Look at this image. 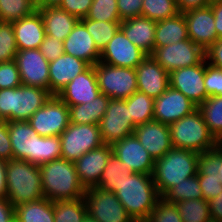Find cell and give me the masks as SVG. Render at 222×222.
Instances as JSON below:
<instances>
[{
	"mask_svg": "<svg viewBox=\"0 0 222 222\" xmlns=\"http://www.w3.org/2000/svg\"><path fill=\"white\" fill-rule=\"evenodd\" d=\"M13 159L24 160L37 166L61 159L60 136L42 137L28 121L7 122Z\"/></svg>",
	"mask_w": 222,
	"mask_h": 222,
	"instance_id": "cell-1",
	"label": "cell"
},
{
	"mask_svg": "<svg viewBox=\"0 0 222 222\" xmlns=\"http://www.w3.org/2000/svg\"><path fill=\"white\" fill-rule=\"evenodd\" d=\"M115 195L135 222H144L161 198L152 175L129 172Z\"/></svg>",
	"mask_w": 222,
	"mask_h": 222,
	"instance_id": "cell-2",
	"label": "cell"
},
{
	"mask_svg": "<svg viewBox=\"0 0 222 222\" xmlns=\"http://www.w3.org/2000/svg\"><path fill=\"white\" fill-rule=\"evenodd\" d=\"M39 170L44 198L53 202L84 197L86 189L79 180L73 161L53 160L39 166Z\"/></svg>",
	"mask_w": 222,
	"mask_h": 222,
	"instance_id": "cell-3",
	"label": "cell"
},
{
	"mask_svg": "<svg viewBox=\"0 0 222 222\" xmlns=\"http://www.w3.org/2000/svg\"><path fill=\"white\" fill-rule=\"evenodd\" d=\"M199 153L171 148L155 160L152 178L158 193L163 197L174 185L197 175Z\"/></svg>",
	"mask_w": 222,
	"mask_h": 222,
	"instance_id": "cell-4",
	"label": "cell"
},
{
	"mask_svg": "<svg viewBox=\"0 0 222 222\" xmlns=\"http://www.w3.org/2000/svg\"><path fill=\"white\" fill-rule=\"evenodd\" d=\"M43 197L39 166L24 160H9L6 167L5 198L15 207Z\"/></svg>",
	"mask_w": 222,
	"mask_h": 222,
	"instance_id": "cell-5",
	"label": "cell"
},
{
	"mask_svg": "<svg viewBox=\"0 0 222 222\" xmlns=\"http://www.w3.org/2000/svg\"><path fill=\"white\" fill-rule=\"evenodd\" d=\"M52 94L41 87L21 84L16 88L0 89V119L28 121Z\"/></svg>",
	"mask_w": 222,
	"mask_h": 222,
	"instance_id": "cell-6",
	"label": "cell"
},
{
	"mask_svg": "<svg viewBox=\"0 0 222 222\" xmlns=\"http://www.w3.org/2000/svg\"><path fill=\"white\" fill-rule=\"evenodd\" d=\"M169 129L173 148L191 150L201 154L220 144L209 131L198 108L170 124Z\"/></svg>",
	"mask_w": 222,
	"mask_h": 222,
	"instance_id": "cell-7",
	"label": "cell"
},
{
	"mask_svg": "<svg viewBox=\"0 0 222 222\" xmlns=\"http://www.w3.org/2000/svg\"><path fill=\"white\" fill-rule=\"evenodd\" d=\"M100 93L110 99H126L137 91V76L133 68L110 66L103 62L94 65Z\"/></svg>",
	"mask_w": 222,
	"mask_h": 222,
	"instance_id": "cell-8",
	"label": "cell"
},
{
	"mask_svg": "<svg viewBox=\"0 0 222 222\" xmlns=\"http://www.w3.org/2000/svg\"><path fill=\"white\" fill-rule=\"evenodd\" d=\"M61 159L75 162L83 154L101 147L102 141L99 126L95 124L69 123L60 135Z\"/></svg>",
	"mask_w": 222,
	"mask_h": 222,
	"instance_id": "cell-9",
	"label": "cell"
},
{
	"mask_svg": "<svg viewBox=\"0 0 222 222\" xmlns=\"http://www.w3.org/2000/svg\"><path fill=\"white\" fill-rule=\"evenodd\" d=\"M150 56L168 73L176 69L200 64L206 58L205 50L190 38L172 45L154 47Z\"/></svg>",
	"mask_w": 222,
	"mask_h": 222,
	"instance_id": "cell-10",
	"label": "cell"
},
{
	"mask_svg": "<svg viewBox=\"0 0 222 222\" xmlns=\"http://www.w3.org/2000/svg\"><path fill=\"white\" fill-rule=\"evenodd\" d=\"M83 199L87 215L98 222H135L113 192L91 187L86 189Z\"/></svg>",
	"mask_w": 222,
	"mask_h": 222,
	"instance_id": "cell-11",
	"label": "cell"
},
{
	"mask_svg": "<svg viewBox=\"0 0 222 222\" xmlns=\"http://www.w3.org/2000/svg\"><path fill=\"white\" fill-rule=\"evenodd\" d=\"M28 123L42 137L60 136L70 123L69 107L57 95H52Z\"/></svg>",
	"mask_w": 222,
	"mask_h": 222,
	"instance_id": "cell-12",
	"label": "cell"
},
{
	"mask_svg": "<svg viewBox=\"0 0 222 222\" xmlns=\"http://www.w3.org/2000/svg\"><path fill=\"white\" fill-rule=\"evenodd\" d=\"M98 126L104 144L112 145L115 141L134 134L135 127L125 99H110Z\"/></svg>",
	"mask_w": 222,
	"mask_h": 222,
	"instance_id": "cell-13",
	"label": "cell"
},
{
	"mask_svg": "<svg viewBox=\"0 0 222 222\" xmlns=\"http://www.w3.org/2000/svg\"><path fill=\"white\" fill-rule=\"evenodd\" d=\"M14 60L23 85L41 87L49 91V61L39 49L18 50Z\"/></svg>",
	"mask_w": 222,
	"mask_h": 222,
	"instance_id": "cell-14",
	"label": "cell"
},
{
	"mask_svg": "<svg viewBox=\"0 0 222 222\" xmlns=\"http://www.w3.org/2000/svg\"><path fill=\"white\" fill-rule=\"evenodd\" d=\"M205 59L194 66L180 68L169 73L170 86L199 106L207 98L204 85Z\"/></svg>",
	"mask_w": 222,
	"mask_h": 222,
	"instance_id": "cell-15",
	"label": "cell"
},
{
	"mask_svg": "<svg viewBox=\"0 0 222 222\" xmlns=\"http://www.w3.org/2000/svg\"><path fill=\"white\" fill-rule=\"evenodd\" d=\"M147 56L119 29L102 50L99 61L110 66L135 69Z\"/></svg>",
	"mask_w": 222,
	"mask_h": 222,
	"instance_id": "cell-16",
	"label": "cell"
},
{
	"mask_svg": "<svg viewBox=\"0 0 222 222\" xmlns=\"http://www.w3.org/2000/svg\"><path fill=\"white\" fill-rule=\"evenodd\" d=\"M113 153L130 172L152 175L155 160L132 134L112 144Z\"/></svg>",
	"mask_w": 222,
	"mask_h": 222,
	"instance_id": "cell-17",
	"label": "cell"
},
{
	"mask_svg": "<svg viewBox=\"0 0 222 222\" xmlns=\"http://www.w3.org/2000/svg\"><path fill=\"white\" fill-rule=\"evenodd\" d=\"M198 108L180 91L169 86L154 99V120L170 125Z\"/></svg>",
	"mask_w": 222,
	"mask_h": 222,
	"instance_id": "cell-18",
	"label": "cell"
},
{
	"mask_svg": "<svg viewBox=\"0 0 222 222\" xmlns=\"http://www.w3.org/2000/svg\"><path fill=\"white\" fill-rule=\"evenodd\" d=\"M183 14L188 36L195 44L200 45L206 51L218 40L215 18L210 5L189 10Z\"/></svg>",
	"mask_w": 222,
	"mask_h": 222,
	"instance_id": "cell-19",
	"label": "cell"
},
{
	"mask_svg": "<svg viewBox=\"0 0 222 222\" xmlns=\"http://www.w3.org/2000/svg\"><path fill=\"white\" fill-rule=\"evenodd\" d=\"M113 154L111 144H103L101 147L83 154L74 163L79 180L85 189L96 187L110 156Z\"/></svg>",
	"mask_w": 222,
	"mask_h": 222,
	"instance_id": "cell-20",
	"label": "cell"
},
{
	"mask_svg": "<svg viewBox=\"0 0 222 222\" xmlns=\"http://www.w3.org/2000/svg\"><path fill=\"white\" fill-rule=\"evenodd\" d=\"M137 90L158 98L170 86L169 73L148 55L136 68Z\"/></svg>",
	"mask_w": 222,
	"mask_h": 222,
	"instance_id": "cell-21",
	"label": "cell"
},
{
	"mask_svg": "<svg viewBox=\"0 0 222 222\" xmlns=\"http://www.w3.org/2000/svg\"><path fill=\"white\" fill-rule=\"evenodd\" d=\"M134 135L154 160L163 157L172 148L169 125L159 121L136 126Z\"/></svg>",
	"mask_w": 222,
	"mask_h": 222,
	"instance_id": "cell-22",
	"label": "cell"
},
{
	"mask_svg": "<svg viewBox=\"0 0 222 222\" xmlns=\"http://www.w3.org/2000/svg\"><path fill=\"white\" fill-rule=\"evenodd\" d=\"M100 94L94 66H89L69 82L57 96L68 106L89 103Z\"/></svg>",
	"mask_w": 222,
	"mask_h": 222,
	"instance_id": "cell-23",
	"label": "cell"
},
{
	"mask_svg": "<svg viewBox=\"0 0 222 222\" xmlns=\"http://www.w3.org/2000/svg\"><path fill=\"white\" fill-rule=\"evenodd\" d=\"M89 66L84 60L66 53L49 62V92L52 95H57L69 82Z\"/></svg>",
	"mask_w": 222,
	"mask_h": 222,
	"instance_id": "cell-24",
	"label": "cell"
},
{
	"mask_svg": "<svg viewBox=\"0 0 222 222\" xmlns=\"http://www.w3.org/2000/svg\"><path fill=\"white\" fill-rule=\"evenodd\" d=\"M64 53L75 56L94 66L100 60L101 52L97 49L91 34L79 20L71 33L63 41Z\"/></svg>",
	"mask_w": 222,
	"mask_h": 222,
	"instance_id": "cell-25",
	"label": "cell"
},
{
	"mask_svg": "<svg viewBox=\"0 0 222 222\" xmlns=\"http://www.w3.org/2000/svg\"><path fill=\"white\" fill-rule=\"evenodd\" d=\"M12 25L18 50L39 48L46 34L43 20L37 10Z\"/></svg>",
	"mask_w": 222,
	"mask_h": 222,
	"instance_id": "cell-26",
	"label": "cell"
},
{
	"mask_svg": "<svg viewBox=\"0 0 222 222\" xmlns=\"http://www.w3.org/2000/svg\"><path fill=\"white\" fill-rule=\"evenodd\" d=\"M120 29L125 36L147 55L154 51L156 21L146 17H135L124 20Z\"/></svg>",
	"mask_w": 222,
	"mask_h": 222,
	"instance_id": "cell-27",
	"label": "cell"
},
{
	"mask_svg": "<svg viewBox=\"0 0 222 222\" xmlns=\"http://www.w3.org/2000/svg\"><path fill=\"white\" fill-rule=\"evenodd\" d=\"M40 13L47 36H54L60 41H64L73 30L79 19L59 6L36 8Z\"/></svg>",
	"mask_w": 222,
	"mask_h": 222,
	"instance_id": "cell-28",
	"label": "cell"
},
{
	"mask_svg": "<svg viewBox=\"0 0 222 222\" xmlns=\"http://www.w3.org/2000/svg\"><path fill=\"white\" fill-rule=\"evenodd\" d=\"M186 39L189 36L183 13L156 22L154 47L172 45Z\"/></svg>",
	"mask_w": 222,
	"mask_h": 222,
	"instance_id": "cell-29",
	"label": "cell"
},
{
	"mask_svg": "<svg viewBox=\"0 0 222 222\" xmlns=\"http://www.w3.org/2000/svg\"><path fill=\"white\" fill-rule=\"evenodd\" d=\"M109 100V97L100 93L89 103L68 106L70 122L98 125L106 112Z\"/></svg>",
	"mask_w": 222,
	"mask_h": 222,
	"instance_id": "cell-30",
	"label": "cell"
},
{
	"mask_svg": "<svg viewBox=\"0 0 222 222\" xmlns=\"http://www.w3.org/2000/svg\"><path fill=\"white\" fill-rule=\"evenodd\" d=\"M18 222H54L53 202L47 198L19 204L14 207Z\"/></svg>",
	"mask_w": 222,
	"mask_h": 222,
	"instance_id": "cell-31",
	"label": "cell"
},
{
	"mask_svg": "<svg viewBox=\"0 0 222 222\" xmlns=\"http://www.w3.org/2000/svg\"><path fill=\"white\" fill-rule=\"evenodd\" d=\"M125 101L134 127L154 120V98L137 90Z\"/></svg>",
	"mask_w": 222,
	"mask_h": 222,
	"instance_id": "cell-32",
	"label": "cell"
},
{
	"mask_svg": "<svg viewBox=\"0 0 222 222\" xmlns=\"http://www.w3.org/2000/svg\"><path fill=\"white\" fill-rule=\"evenodd\" d=\"M198 109L211 134L222 144V96H209Z\"/></svg>",
	"mask_w": 222,
	"mask_h": 222,
	"instance_id": "cell-33",
	"label": "cell"
},
{
	"mask_svg": "<svg viewBox=\"0 0 222 222\" xmlns=\"http://www.w3.org/2000/svg\"><path fill=\"white\" fill-rule=\"evenodd\" d=\"M130 171L127 169L124 163H122L117 156L113 153L99 180V184L96 186L103 191H110L115 193L118 190L120 183L125 178L126 174Z\"/></svg>",
	"mask_w": 222,
	"mask_h": 222,
	"instance_id": "cell-34",
	"label": "cell"
},
{
	"mask_svg": "<svg viewBox=\"0 0 222 222\" xmlns=\"http://www.w3.org/2000/svg\"><path fill=\"white\" fill-rule=\"evenodd\" d=\"M85 25L87 31L91 34L97 49L102 50L107 46L109 41L115 36L120 29L122 21H95L86 18L80 19Z\"/></svg>",
	"mask_w": 222,
	"mask_h": 222,
	"instance_id": "cell-35",
	"label": "cell"
},
{
	"mask_svg": "<svg viewBox=\"0 0 222 222\" xmlns=\"http://www.w3.org/2000/svg\"><path fill=\"white\" fill-rule=\"evenodd\" d=\"M54 222H82L87 215L83 198L53 201Z\"/></svg>",
	"mask_w": 222,
	"mask_h": 222,
	"instance_id": "cell-36",
	"label": "cell"
},
{
	"mask_svg": "<svg viewBox=\"0 0 222 222\" xmlns=\"http://www.w3.org/2000/svg\"><path fill=\"white\" fill-rule=\"evenodd\" d=\"M197 175H206V179L222 183V144L199 154Z\"/></svg>",
	"mask_w": 222,
	"mask_h": 222,
	"instance_id": "cell-37",
	"label": "cell"
},
{
	"mask_svg": "<svg viewBox=\"0 0 222 222\" xmlns=\"http://www.w3.org/2000/svg\"><path fill=\"white\" fill-rule=\"evenodd\" d=\"M36 11L32 0H0V22L13 23Z\"/></svg>",
	"mask_w": 222,
	"mask_h": 222,
	"instance_id": "cell-38",
	"label": "cell"
},
{
	"mask_svg": "<svg viewBox=\"0 0 222 222\" xmlns=\"http://www.w3.org/2000/svg\"><path fill=\"white\" fill-rule=\"evenodd\" d=\"M176 205L183 222H207L211 219L207 200L190 199Z\"/></svg>",
	"mask_w": 222,
	"mask_h": 222,
	"instance_id": "cell-39",
	"label": "cell"
},
{
	"mask_svg": "<svg viewBox=\"0 0 222 222\" xmlns=\"http://www.w3.org/2000/svg\"><path fill=\"white\" fill-rule=\"evenodd\" d=\"M163 198L170 203H177L190 199H202L198 175L185 179L180 184L174 185Z\"/></svg>",
	"mask_w": 222,
	"mask_h": 222,
	"instance_id": "cell-40",
	"label": "cell"
},
{
	"mask_svg": "<svg viewBox=\"0 0 222 222\" xmlns=\"http://www.w3.org/2000/svg\"><path fill=\"white\" fill-rule=\"evenodd\" d=\"M179 12L175 0H143L141 16L153 21L174 17Z\"/></svg>",
	"mask_w": 222,
	"mask_h": 222,
	"instance_id": "cell-41",
	"label": "cell"
},
{
	"mask_svg": "<svg viewBox=\"0 0 222 222\" xmlns=\"http://www.w3.org/2000/svg\"><path fill=\"white\" fill-rule=\"evenodd\" d=\"M86 19L95 21H121L117 0H93Z\"/></svg>",
	"mask_w": 222,
	"mask_h": 222,
	"instance_id": "cell-42",
	"label": "cell"
},
{
	"mask_svg": "<svg viewBox=\"0 0 222 222\" xmlns=\"http://www.w3.org/2000/svg\"><path fill=\"white\" fill-rule=\"evenodd\" d=\"M17 52L12 23L0 22V62L14 60Z\"/></svg>",
	"mask_w": 222,
	"mask_h": 222,
	"instance_id": "cell-43",
	"label": "cell"
},
{
	"mask_svg": "<svg viewBox=\"0 0 222 222\" xmlns=\"http://www.w3.org/2000/svg\"><path fill=\"white\" fill-rule=\"evenodd\" d=\"M144 222H183L176 203H170L161 197L152 213Z\"/></svg>",
	"mask_w": 222,
	"mask_h": 222,
	"instance_id": "cell-44",
	"label": "cell"
},
{
	"mask_svg": "<svg viewBox=\"0 0 222 222\" xmlns=\"http://www.w3.org/2000/svg\"><path fill=\"white\" fill-rule=\"evenodd\" d=\"M204 85L207 96H222V70L210 65L205 58Z\"/></svg>",
	"mask_w": 222,
	"mask_h": 222,
	"instance_id": "cell-45",
	"label": "cell"
},
{
	"mask_svg": "<svg viewBox=\"0 0 222 222\" xmlns=\"http://www.w3.org/2000/svg\"><path fill=\"white\" fill-rule=\"evenodd\" d=\"M21 84L19 69L15 60L0 62V89L16 88Z\"/></svg>",
	"mask_w": 222,
	"mask_h": 222,
	"instance_id": "cell-46",
	"label": "cell"
},
{
	"mask_svg": "<svg viewBox=\"0 0 222 222\" xmlns=\"http://www.w3.org/2000/svg\"><path fill=\"white\" fill-rule=\"evenodd\" d=\"M38 49L49 62L64 54L63 41L56 39L54 36L45 35Z\"/></svg>",
	"mask_w": 222,
	"mask_h": 222,
	"instance_id": "cell-47",
	"label": "cell"
},
{
	"mask_svg": "<svg viewBox=\"0 0 222 222\" xmlns=\"http://www.w3.org/2000/svg\"><path fill=\"white\" fill-rule=\"evenodd\" d=\"M92 2L93 0H62L59 7L80 20L86 17Z\"/></svg>",
	"mask_w": 222,
	"mask_h": 222,
	"instance_id": "cell-48",
	"label": "cell"
},
{
	"mask_svg": "<svg viewBox=\"0 0 222 222\" xmlns=\"http://www.w3.org/2000/svg\"><path fill=\"white\" fill-rule=\"evenodd\" d=\"M143 0H117L121 21L141 16Z\"/></svg>",
	"mask_w": 222,
	"mask_h": 222,
	"instance_id": "cell-49",
	"label": "cell"
},
{
	"mask_svg": "<svg viewBox=\"0 0 222 222\" xmlns=\"http://www.w3.org/2000/svg\"><path fill=\"white\" fill-rule=\"evenodd\" d=\"M202 199L209 201L222 191V183L218 180L206 179V175H198Z\"/></svg>",
	"mask_w": 222,
	"mask_h": 222,
	"instance_id": "cell-50",
	"label": "cell"
},
{
	"mask_svg": "<svg viewBox=\"0 0 222 222\" xmlns=\"http://www.w3.org/2000/svg\"><path fill=\"white\" fill-rule=\"evenodd\" d=\"M0 159H13V150L10 143V136L8 133L7 121L0 119Z\"/></svg>",
	"mask_w": 222,
	"mask_h": 222,
	"instance_id": "cell-51",
	"label": "cell"
},
{
	"mask_svg": "<svg viewBox=\"0 0 222 222\" xmlns=\"http://www.w3.org/2000/svg\"><path fill=\"white\" fill-rule=\"evenodd\" d=\"M205 57L210 65L222 70V39H218L205 51Z\"/></svg>",
	"mask_w": 222,
	"mask_h": 222,
	"instance_id": "cell-52",
	"label": "cell"
},
{
	"mask_svg": "<svg viewBox=\"0 0 222 222\" xmlns=\"http://www.w3.org/2000/svg\"><path fill=\"white\" fill-rule=\"evenodd\" d=\"M209 5L215 18L214 22L218 39H222V0L211 1Z\"/></svg>",
	"mask_w": 222,
	"mask_h": 222,
	"instance_id": "cell-53",
	"label": "cell"
},
{
	"mask_svg": "<svg viewBox=\"0 0 222 222\" xmlns=\"http://www.w3.org/2000/svg\"><path fill=\"white\" fill-rule=\"evenodd\" d=\"M211 220L222 222V191L208 201Z\"/></svg>",
	"mask_w": 222,
	"mask_h": 222,
	"instance_id": "cell-54",
	"label": "cell"
},
{
	"mask_svg": "<svg viewBox=\"0 0 222 222\" xmlns=\"http://www.w3.org/2000/svg\"><path fill=\"white\" fill-rule=\"evenodd\" d=\"M209 0H176L179 12L185 13L186 11L202 8L209 5Z\"/></svg>",
	"mask_w": 222,
	"mask_h": 222,
	"instance_id": "cell-55",
	"label": "cell"
},
{
	"mask_svg": "<svg viewBox=\"0 0 222 222\" xmlns=\"http://www.w3.org/2000/svg\"><path fill=\"white\" fill-rule=\"evenodd\" d=\"M14 218V206L5 198H0V222H9Z\"/></svg>",
	"mask_w": 222,
	"mask_h": 222,
	"instance_id": "cell-56",
	"label": "cell"
},
{
	"mask_svg": "<svg viewBox=\"0 0 222 222\" xmlns=\"http://www.w3.org/2000/svg\"><path fill=\"white\" fill-rule=\"evenodd\" d=\"M8 161L0 159V198L6 196V167Z\"/></svg>",
	"mask_w": 222,
	"mask_h": 222,
	"instance_id": "cell-57",
	"label": "cell"
},
{
	"mask_svg": "<svg viewBox=\"0 0 222 222\" xmlns=\"http://www.w3.org/2000/svg\"><path fill=\"white\" fill-rule=\"evenodd\" d=\"M61 2L62 0H38L35 5L36 8L57 7Z\"/></svg>",
	"mask_w": 222,
	"mask_h": 222,
	"instance_id": "cell-58",
	"label": "cell"
},
{
	"mask_svg": "<svg viewBox=\"0 0 222 222\" xmlns=\"http://www.w3.org/2000/svg\"><path fill=\"white\" fill-rule=\"evenodd\" d=\"M82 222H98L97 220L93 219L92 217L86 215Z\"/></svg>",
	"mask_w": 222,
	"mask_h": 222,
	"instance_id": "cell-59",
	"label": "cell"
},
{
	"mask_svg": "<svg viewBox=\"0 0 222 222\" xmlns=\"http://www.w3.org/2000/svg\"><path fill=\"white\" fill-rule=\"evenodd\" d=\"M9 222H18L17 219L14 217L11 221Z\"/></svg>",
	"mask_w": 222,
	"mask_h": 222,
	"instance_id": "cell-60",
	"label": "cell"
},
{
	"mask_svg": "<svg viewBox=\"0 0 222 222\" xmlns=\"http://www.w3.org/2000/svg\"><path fill=\"white\" fill-rule=\"evenodd\" d=\"M207 222H218V221H216V220H211V219H210V220L207 221Z\"/></svg>",
	"mask_w": 222,
	"mask_h": 222,
	"instance_id": "cell-61",
	"label": "cell"
}]
</instances>
